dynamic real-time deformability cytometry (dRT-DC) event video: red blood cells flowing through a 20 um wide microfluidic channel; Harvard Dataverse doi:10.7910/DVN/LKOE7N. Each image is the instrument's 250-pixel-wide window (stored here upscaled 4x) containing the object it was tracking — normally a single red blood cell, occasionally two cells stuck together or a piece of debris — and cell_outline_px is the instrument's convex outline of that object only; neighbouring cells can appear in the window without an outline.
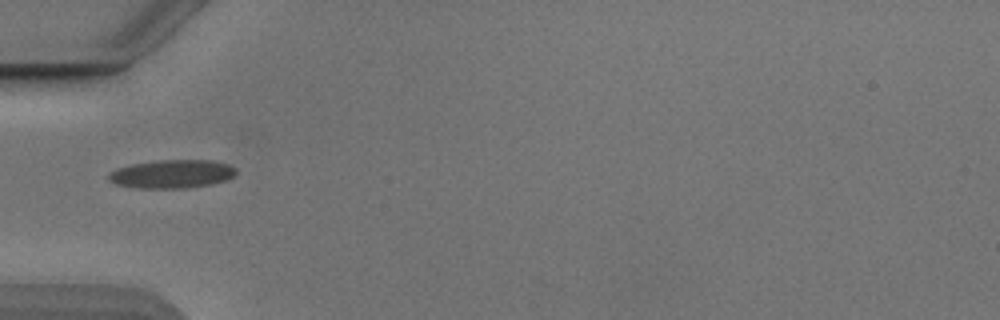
{"species": "Egyptian fruit bat (a non-hibernating species)", "species_latin": "Rousettus aegyptiacus", "temperature_condition": "cold", "stored_images_in_passage": 11, "camera_frame_rate_fps": 3000, "um_per_image_px": 0.085, "animal": {"sex": "male"}, "frame": {"image": 1, "passage_image": 1, "time_ms": 0.0, "image_size_px": [1000, 320], "cell_outline_px": [[236, 172], [228, 180], [212, 184], [188, 188], [136, 188], [116, 184], [108, 180], [108, 176], [116, 168], [132, 164], [160, 160], [212, 160], [228, 164], [236, 168]], "centroid_in_image_um": [14.64, 14.79], "position_along_channel_um": 70.4, "area_um2": 21.15}}
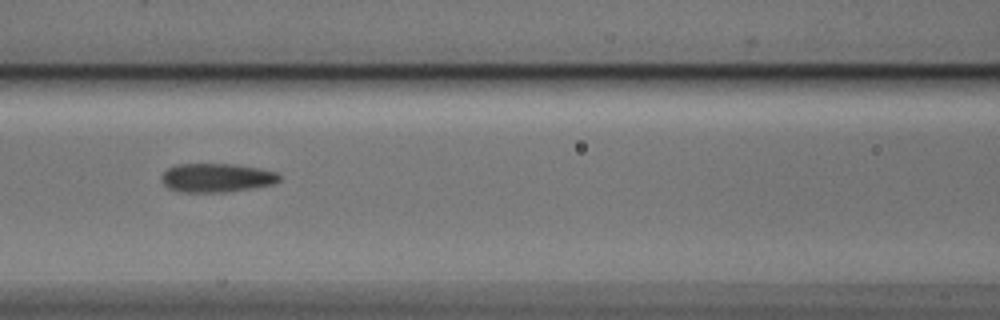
{"frame": {"image": 2, "passage_image": 7, "time_ms": 2.0, "image_size_px": [1000, 320], "cell_outline_px": [[280, 180], [276, 184], [256, 188], [224, 192], [180, 192], [168, 188], [164, 184], [160, 176], [168, 168], [176, 164], [232, 164], [260, 168], [276, 172], [280, 176]], "centroid_in_image_um": [18.43, 15.12], "position_along_channel_um": 148.2, "area_um2": 20.0}}
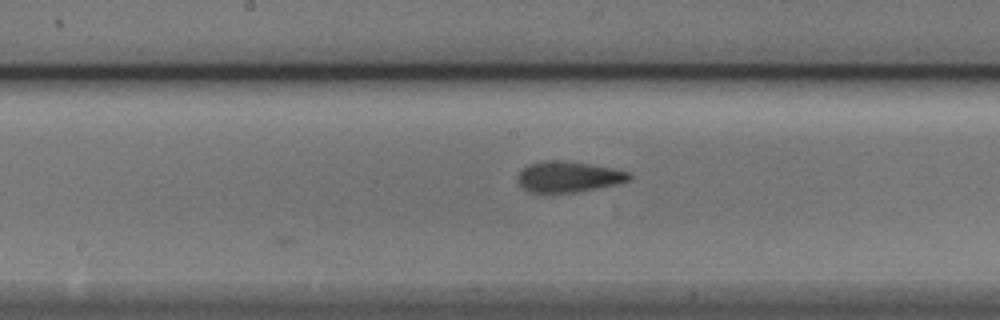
{"frame": {"image": 3, "passage_image": 11, "time_ms": 3.333, "image_size_px": [1000, 320], "cell_outline_px": [[632, 176], [628, 180], [620, 184], [576, 192], [552, 196], [544, 196], [528, 192], [520, 184], [520, 172], [528, 164], [544, 160], [560, 160], [588, 164], [612, 168], [628, 172]], "centroid_in_image_um": [48.29, 15.08], "position_along_channel_um": 199.9, "area_um2": 20.52}}